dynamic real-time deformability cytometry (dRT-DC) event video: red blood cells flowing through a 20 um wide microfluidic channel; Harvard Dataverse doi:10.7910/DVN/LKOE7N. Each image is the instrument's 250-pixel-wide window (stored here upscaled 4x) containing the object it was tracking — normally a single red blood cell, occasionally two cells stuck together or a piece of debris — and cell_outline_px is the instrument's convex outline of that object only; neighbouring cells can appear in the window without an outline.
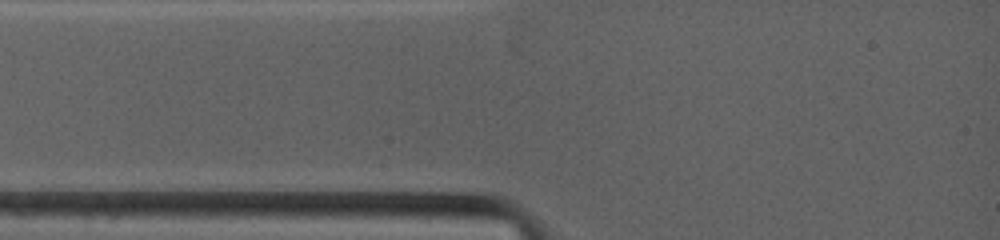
{"species": "common noctule bat (a hibernating species)", "species_latin": "Nyctalus noctula", "temperature_condition": "warm", "stored_images_in_passage": 1, "camera_frame_rate_fps": 4500, "um_per_image_px": 0.085, "animal": {"sex": "female", "body_mass_g": 19.0, "forearm_length_mm": 53.3}, "frame": {"image": 1, "passage_image": 1, "time_ms": 0.0, "image_size_px": [1000, 240], "cell_outline_px": [[528, 104], [488, 140], [476, 120], [476, 96], [500, 88], [520, 96]], "centroid_in_image_um": [42.25, 9.35], "position_along_channel_um": 42.7, "area_um2": 11.5}}